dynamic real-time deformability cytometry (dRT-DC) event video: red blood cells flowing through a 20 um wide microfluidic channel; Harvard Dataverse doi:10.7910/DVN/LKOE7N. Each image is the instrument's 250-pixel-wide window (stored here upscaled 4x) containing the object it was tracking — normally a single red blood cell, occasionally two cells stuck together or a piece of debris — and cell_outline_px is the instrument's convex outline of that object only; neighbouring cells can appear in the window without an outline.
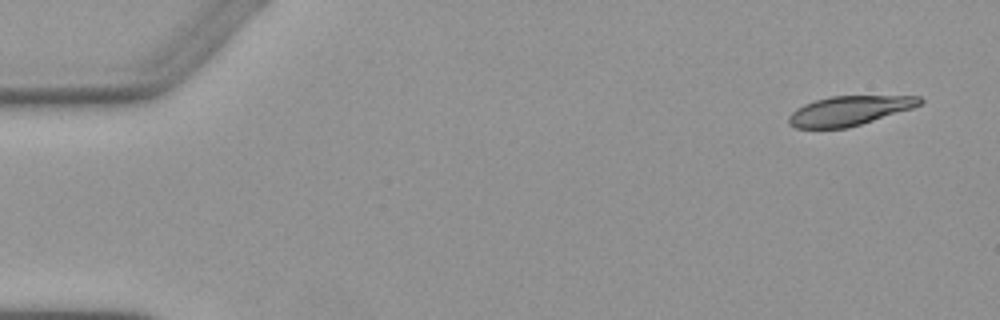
{"species": "Egyptian fruit bat (a non-hibernating species)", "species_latin": "Rousettus aegyptiacus", "temperature_condition": "warm", "stored_images_in_passage": 4, "camera_frame_rate_fps": 3000, "um_per_image_px": 0.085, "animal": {"sex": "female"}, "frame": {"image": 1, "passage_image": 1, "time_ms": 0.0, "image_size_px": [1000, 320], "cell_outline_px": [[924, 100], [920, 104], [912, 108], [848, 128], [796, 128], [788, 124], [788, 116], [796, 108], [804, 104], [816, 100], [832, 96], [920, 96]], "centroid_in_image_um": [72.16, 9.41], "position_along_channel_um": 12.8, "area_um2": 22.37}}